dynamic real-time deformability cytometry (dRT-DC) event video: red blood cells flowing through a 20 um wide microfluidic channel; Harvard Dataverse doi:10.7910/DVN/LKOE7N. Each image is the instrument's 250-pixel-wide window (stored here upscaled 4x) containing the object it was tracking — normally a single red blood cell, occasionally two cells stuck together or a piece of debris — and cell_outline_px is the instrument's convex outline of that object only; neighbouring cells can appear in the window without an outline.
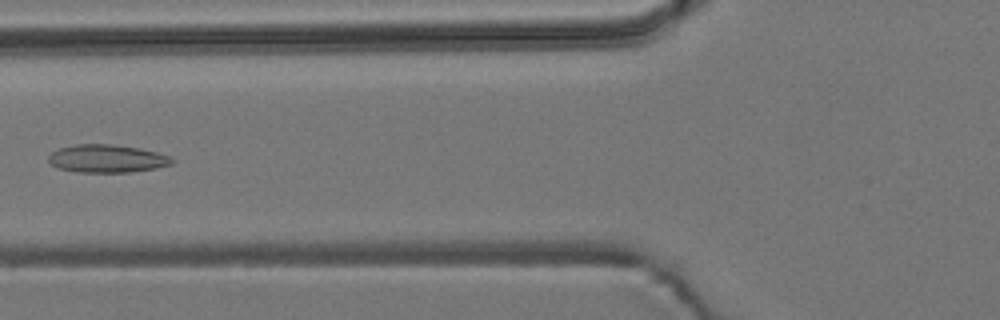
{"species": "common noctule bat (a hibernating species)", "species_latin": "Nyctalus noctula", "temperature_condition": "room temperature", "stored_images_in_passage": 6, "camera_frame_rate_fps": 3000, "um_per_image_px": 0.085, "animal": {"sex": "male", "body_mass_g": 19.2, "forearm_length_mm": 51.8}, "frame": {"image": 1, "passage_image": 6, "time_ms": 6.0, "image_size_px": [1000, 320], "cell_outline_px": [[172, 164], [156, 168], [128, 172], [76, 172], [60, 168], [52, 164], [48, 160], [48, 156], [52, 152], [60, 148], [76, 144], [112, 144], [140, 148], [156, 152], [168, 156], [172, 160]], "centroid_in_image_um": [9.07, 13.48], "position_along_channel_um": 116.7, "area_um2": 19.88}}